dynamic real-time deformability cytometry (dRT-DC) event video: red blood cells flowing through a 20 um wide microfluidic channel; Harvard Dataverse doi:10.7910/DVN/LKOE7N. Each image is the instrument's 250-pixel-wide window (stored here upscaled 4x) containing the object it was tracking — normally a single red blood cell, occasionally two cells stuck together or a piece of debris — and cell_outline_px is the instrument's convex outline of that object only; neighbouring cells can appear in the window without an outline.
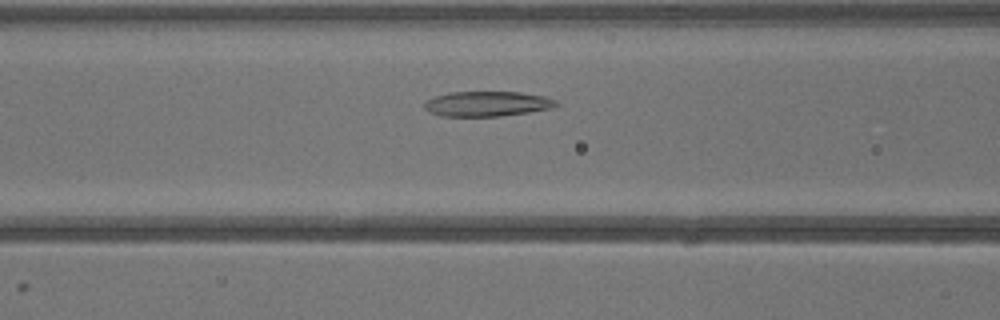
{"species": "common noctule bat (a hibernating species)", "species_latin": "Nyctalus noctula", "temperature_condition": "warm", "stored_images_in_passage": 35, "camera_frame_rate_fps": 3000, "um_per_image_px": 0.085, "animal": {"sex": "male", "body_mass_g": 13.3}, "frame": {"image": 1, "passage_image": 11, "time_ms": 3.333, "image_size_px": [1000, 320], "cell_outline_px": [[560, 104], [552, 108], [528, 112], [500, 116], [440, 116], [428, 112], [424, 108], [424, 100], [448, 92], [520, 92], [544, 96], [556, 100]], "centroid_in_image_um": [41.38, 8.82], "position_along_channel_um": 125.2, "area_um2": 19.36}}
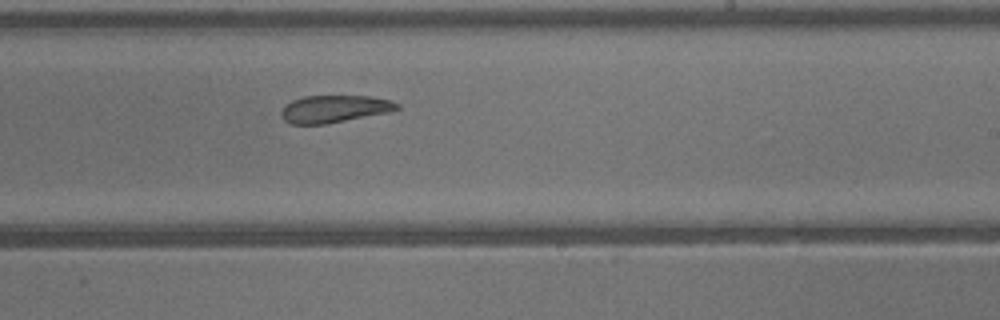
{"frame": {"image": 2, "passage_image": 19, "time_ms": 6.0, "image_size_px": [1000, 320], "cell_outline_px": [[400, 108], [388, 112], [324, 124], [288, 124], [280, 116], [280, 112], [284, 104], [292, 100], [304, 96], [368, 96], [392, 100], [400, 104]], "centroid_in_image_um": [28.37, 9.25], "position_along_channel_um": 260.6, "area_um2": 18.5}}
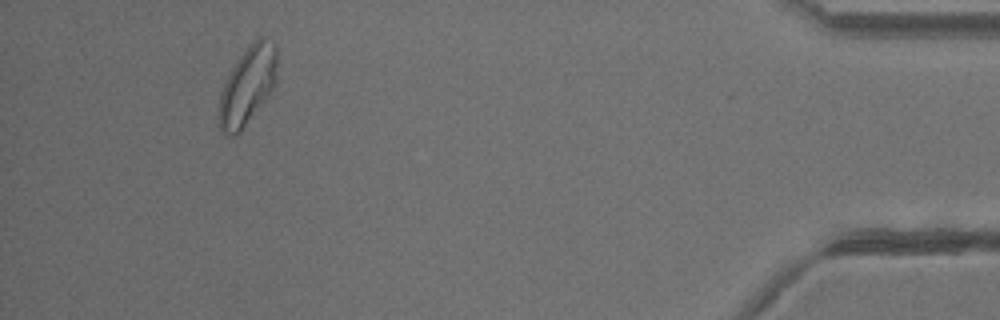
{"frame": {"image": 3, "passage_image": 32, "time_ms": 10.333, "image_size_px": [1000, 320], "cell_outline_px": [[276, 80], [272, 88], [264, 100], [240, 132], [236, 136], [232, 136], [224, 132], [220, 128], [220, 96], [224, 84], [232, 68], [240, 56], [260, 36], [276, 44]], "centroid_in_image_um": [21.05, 7.28], "position_along_channel_um": 414.1, "area_um2": 25.43}}